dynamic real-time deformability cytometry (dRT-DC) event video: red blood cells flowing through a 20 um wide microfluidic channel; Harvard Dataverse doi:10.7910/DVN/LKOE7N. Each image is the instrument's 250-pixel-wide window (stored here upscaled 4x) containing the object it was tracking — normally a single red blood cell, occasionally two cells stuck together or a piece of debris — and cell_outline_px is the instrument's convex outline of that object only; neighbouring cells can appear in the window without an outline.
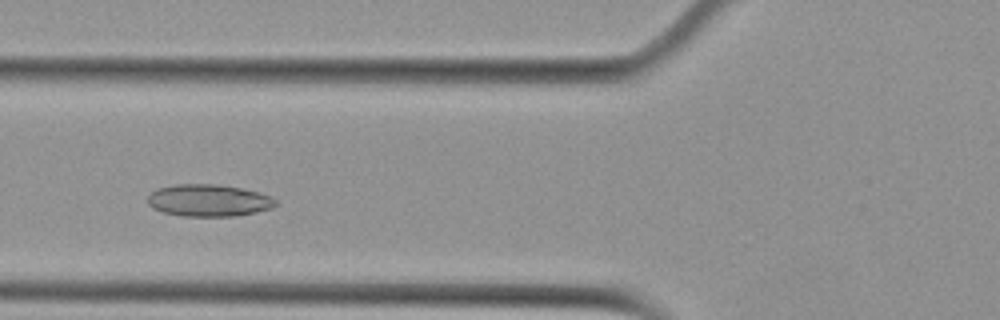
{"species": "Egyptian fruit bat (a non-hibernating species)", "species_latin": "Rousettus aegyptiacus", "temperature_condition": "cold", "stored_images_in_passage": 46, "camera_frame_rate_fps": 3000, "um_per_image_px": 0.085, "animal": {"sex": "female"}, "frame": {"image": 1, "passage_image": 13, "time_ms": 4.0, "image_size_px": [1000, 320], "cell_outline_px": [[276, 204], [272, 208], [256, 212], [236, 216], [180, 216], [164, 212], [152, 208], [148, 204], [148, 196], [156, 188], [176, 184], [216, 184], [240, 188], [260, 192], [272, 196], [276, 200]], "centroid_in_image_um": [17.74, 17.03], "position_along_channel_um": 108.1, "area_um2": 24.04}}
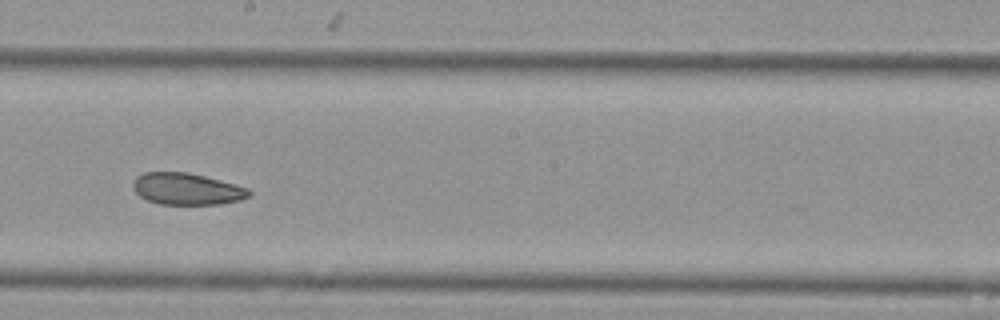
{"frame": {"image": 2, "passage_image": 23, "time_ms": 7.333, "image_size_px": [1000, 320], "cell_outline_px": [[252, 192], [248, 196], [240, 200], [220, 204], [160, 204], [148, 200], [140, 196], [132, 188], [132, 180], [136, 176], [144, 172], [188, 172], [204, 176], [248, 188]], "centroid_in_image_um": [15.84, 16.05], "position_along_channel_um": 232.4, "area_um2": 21.39}}
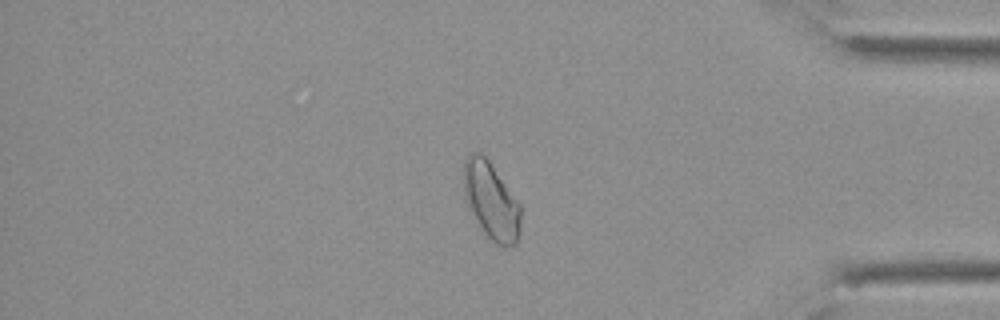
{"frame": {"image": 3, "passage_image": 38, "time_ms": 12.333, "image_size_px": [1000, 320], "cell_outline_px": [[520, 232], [516, 244], [512, 248], [504, 248], [496, 244], [484, 232], [468, 208], [464, 192], [464, 160], [472, 152], [480, 152], [492, 164], [520, 204]], "centroid_in_image_um": [41.76, 17.1], "position_along_channel_um": 393.4, "area_um2": 25.66}, "authors_computed_cell_mechanics": {"area_um2": 23.698, "velocity_mm_per_s": 3.7445, "shape_relaxation_time_tau1_ms": 5.3774, "shape_relaxation_time_tau2_ms": 3.1395, "deformation_change_tau1": 0.101, "deformation_change_tau2": 0.0626}}